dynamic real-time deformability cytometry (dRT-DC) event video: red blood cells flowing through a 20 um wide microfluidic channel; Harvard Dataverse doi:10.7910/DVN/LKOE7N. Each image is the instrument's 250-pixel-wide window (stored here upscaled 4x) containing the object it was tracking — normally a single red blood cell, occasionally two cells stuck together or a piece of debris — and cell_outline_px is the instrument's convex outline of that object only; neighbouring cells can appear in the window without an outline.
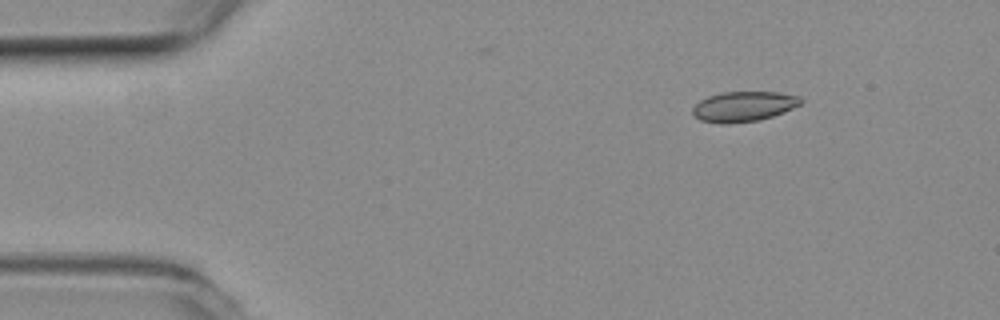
{"species": "common noctule bat (a hibernating species)", "species_latin": "Nyctalus noctula", "temperature_condition": "room temperature", "stored_images_in_passage": 4, "camera_frame_rate_fps": 3000, "um_per_image_px": 0.085, "animal": {"sex": "female", "body_mass_g": 19.3, "forearm_length_mm": 54.1}, "frame": {"image": 1, "passage_image": 2, "time_ms": 0.333, "image_size_px": [1000, 320], "cell_outline_px": [[804, 100], [800, 104], [784, 112], [760, 120], [728, 124], [720, 124], [700, 120], [692, 112], [692, 108], [700, 100], [708, 96], [720, 92], [776, 92], [800, 96]], "centroid_in_image_um": [63.21, 9.05], "position_along_channel_um": 21.8, "area_um2": 19.07}}
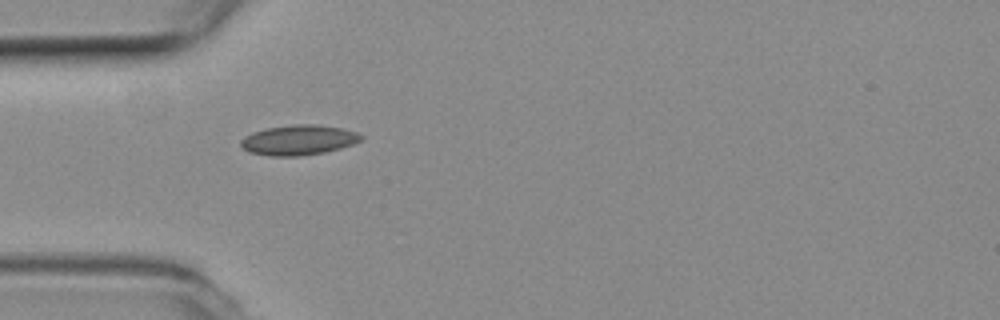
{"frame": {"image": 2, "passage_image": 4, "time_ms": 1.0, "image_size_px": [1000, 320], "cell_outline_px": [[364, 136], [360, 140], [352, 144], [340, 148], [324, 152], [300, 156], [268, 156], [248, 152], [240, 144], [240, 140], [244, 136], [252, 132], [268, 128], [292, 124], [312, 124], [340, 128], [356, 132]], "centroid_in_image_um": [25.34, 11.9], "position_along_channel_um": 59.7, "area_um2": 20.98}}